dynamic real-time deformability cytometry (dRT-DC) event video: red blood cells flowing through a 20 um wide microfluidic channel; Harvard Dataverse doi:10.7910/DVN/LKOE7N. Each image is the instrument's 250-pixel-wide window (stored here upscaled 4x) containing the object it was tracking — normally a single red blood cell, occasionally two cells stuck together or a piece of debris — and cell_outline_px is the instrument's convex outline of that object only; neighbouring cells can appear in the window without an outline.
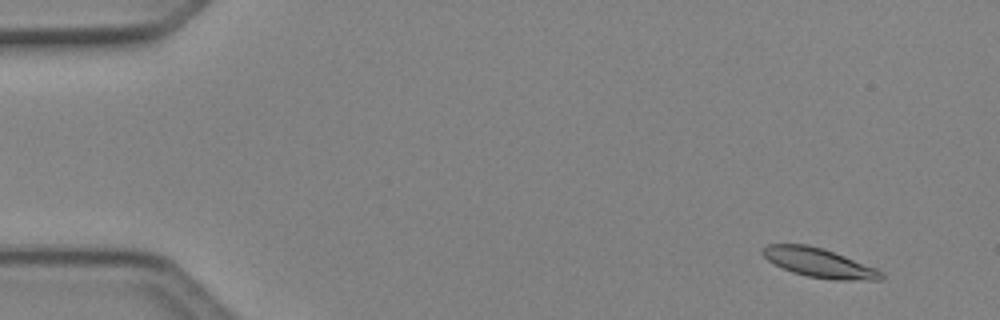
{"species": "Egyptian fruit bat (a non-hibernating species)", "species_latin": "Rousettus aegyptiacus", "temperature_condition": "cold", "stored_images_in_passage": 5, "camera_frame_rate_fps": 3000, "um_per_image_px": 0.085, "animal": {"sex": "female"}, "frame": {"image": 1, "passage_image": 1, "time_ms": 0.0, "image_size_px": [1000, 320], "cell_outline_px": [[884, 276], [880, 280], [832, 280], [808, 276], [792, 272], [768, 260], [760, 252], [768, 244], [808, 244], [824, 248], [876, 268], [884, 272]], "centroid_in_image_um": [69.65, 22.34], "position_along_channel_um": 15.3, "area_um2": 20.11}}
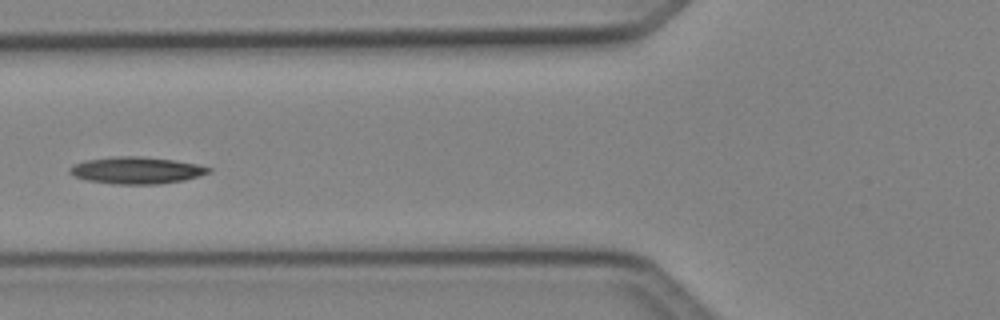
{"frame": {"image": 2, "passage_image": 5, "time_ms": 1.333, "image_size_px": [1000, 320], "cell_outline_px": [[212, 172], [200, 176], [184, 180], [160, 184], [112, 184], [88, 180], [76, 176], [68, 172], [68, 168], [84, 160], [116, 156], [140, 156], [172, 160], [196, 164], [212, 168]], "centroid_in_image_um": [11.62, 14.48], "position_along_channel_um": 114.2, "area_um2": 21.73}}